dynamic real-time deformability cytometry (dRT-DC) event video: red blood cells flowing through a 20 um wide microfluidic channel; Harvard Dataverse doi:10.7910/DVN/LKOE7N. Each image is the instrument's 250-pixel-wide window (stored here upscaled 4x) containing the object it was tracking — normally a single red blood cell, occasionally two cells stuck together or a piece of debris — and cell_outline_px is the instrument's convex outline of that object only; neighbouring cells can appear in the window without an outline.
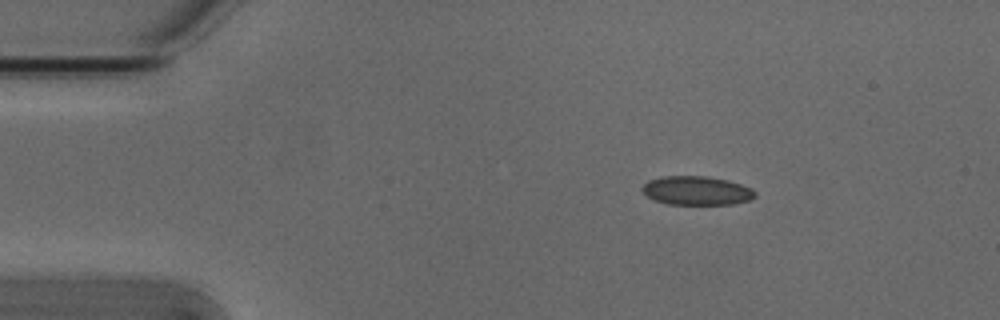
{"species": "Egyptian fruit bat (a non-hibernating species)", "species_latin": "Rousettus aegyptiacus", "temperature_condition": "cold", "stored_images_in_passage": 6, "camera_frame_rate_fps": 3000, "um_per_image_px": 0.085, "animal": {"sex": "male"}, "frame": {"image": 1, "passage_image": 3, "time_ms": 0.667, "image_size_px": [1000, 320], "cell_outline_px": [[756, 196], [748, 200], [732, 204], [668, 204], [656, 200], [648, 196], [640, 188], [648, 180], [660, 176], [708, 176], [728, 180], [752, 188], [756, 192]], "centroid_in_image_um": [59.21, 16.19], "position_along_channel_um": 25.8, "area_um2": 18.96}}
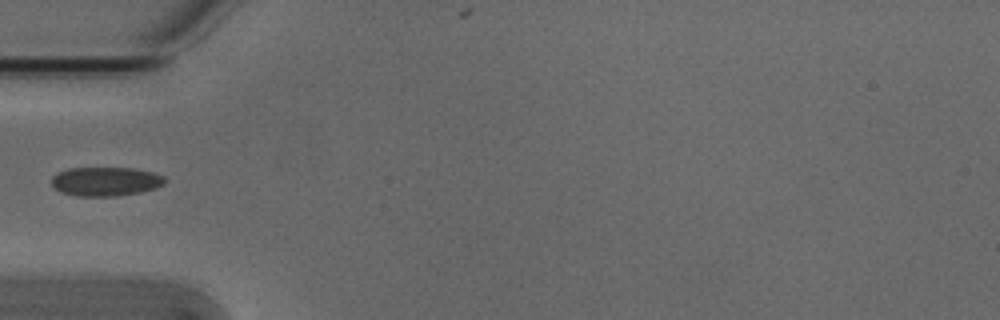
{"frame": {"image": 2, "passage_image": 5, "time_ms": 1.333, "image_size_px": [1000, 320], "cell_outline_px": [[164, 184], [156, 188], [140, 192], [116, 196], [76, 196], [60, 192], [52, 184], [52, 176], [56, 172], [68, 168], [132, 168], [152, 172], [164, 176]], "centroid_in_image_um": [8.95, 15.42], "position_along_channel_um": 76.1, "area_um2": 19.19}}